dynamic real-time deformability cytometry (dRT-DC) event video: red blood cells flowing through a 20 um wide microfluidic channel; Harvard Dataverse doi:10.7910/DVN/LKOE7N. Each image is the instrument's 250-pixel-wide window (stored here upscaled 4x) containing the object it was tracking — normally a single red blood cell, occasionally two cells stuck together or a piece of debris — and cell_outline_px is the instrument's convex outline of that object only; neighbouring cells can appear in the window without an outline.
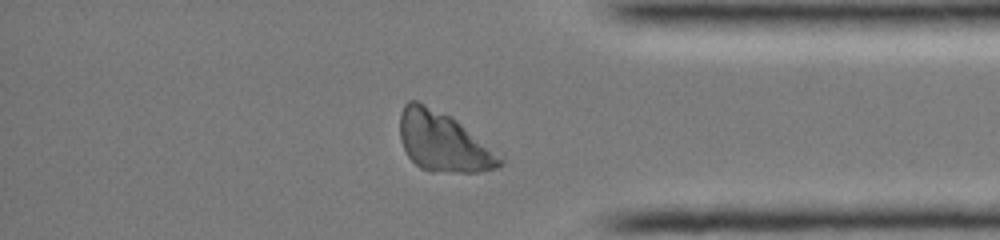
{"species": "common noctule bat (a hibernating species)", "species_latin": "Nyctalus noctula", "temperature_condition": "cold", "stored_images_in_passage": 40, "camera_frame_rate_fps": 3000, "um_per_image_px": 0.085, "animal": {"sex": "female", "body_mass_g": 19.0, "forearm_length_mm": 51.5}, "frame": {"image": 1, "passage_image": 36, "time_ms": 11.667, "image_size_px": [1000, 240], "cell_outline_px": [[504, 164], [496, 168], [480, 172], [428, 172], [420, 168], [408, 156], [400, 140], [400, 112], [404, 104], [408, 100], [416, 100], [456, 120], [504, 160]], "centroid_in_image_um": [37.61, 12.08], "position_along_channel_um": 397.6, "area_um2": 34.1}}